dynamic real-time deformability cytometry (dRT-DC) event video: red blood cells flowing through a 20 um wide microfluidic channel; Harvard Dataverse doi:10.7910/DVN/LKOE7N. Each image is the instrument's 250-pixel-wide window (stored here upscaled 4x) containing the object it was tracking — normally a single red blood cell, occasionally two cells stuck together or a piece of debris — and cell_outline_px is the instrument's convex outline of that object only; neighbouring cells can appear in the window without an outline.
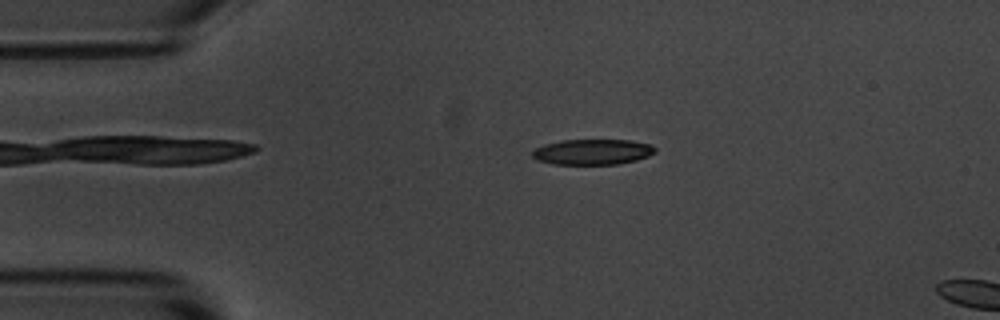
{"species": "common noctule bat (a hibernating species)", "species_latin": "Nyctalus noctula", "temperature_condition": "room temperature", "stored_images_in_passage": 4, "camera_frame_rate_fps": 3000, "um_per_image_px": 0.085, "animal": {"sex": "male", "body_mass_g": 20.1, "forearm_length_mm": 53.5}, "frame": {"image": 1, "passage_image": 3, "time_ms": 2.667, "image_size_px": [1000, 320], "cell_outline_px": [[656, 152], [648, 156], [636, 160], [620, 164], [552, 164], [536, 160], [532, 156], [532, 152], [536, 148], [544, 144], [560, 140], [628, 140], [652, 144], [656, 148]], "centroid_in_image_um": [50.37, 12.91], "position_along_channel_um": 34.6, "area_um2": 18.38}}